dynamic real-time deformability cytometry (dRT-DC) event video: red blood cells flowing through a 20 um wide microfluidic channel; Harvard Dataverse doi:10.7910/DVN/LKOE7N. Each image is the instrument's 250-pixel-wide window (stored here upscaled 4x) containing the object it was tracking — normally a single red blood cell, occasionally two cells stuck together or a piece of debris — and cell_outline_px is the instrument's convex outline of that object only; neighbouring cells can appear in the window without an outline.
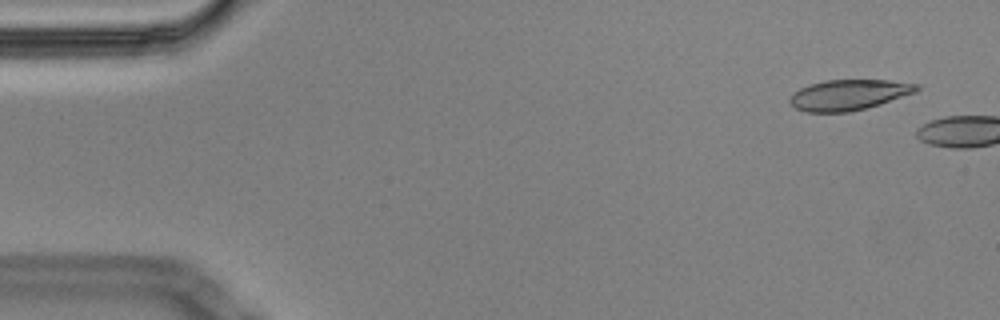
{"species": "Egyptian fruit bat (a non-hibernating species)", "species_latin": "Rousettus aegyptiacus", "temperature_condition": "cold", "stored_images_in_passage": 6, "camera_frame_rate_fps": 3000, "um_per_image_px": 0.085, "animal": {"sex": "male"}, "frame": {"image": 1, "passage_image": 3, "time_ms": 0.667, "image_size_px": [1000, 320], "cell_outline_px": [[920, 88], [916, 92], [880, 104], [848, 112], [808, 112], [796, 108], [788, 100], [792, 92], [808, 84], [828, 80], [888, 80], [920, 84]], "centroid_in_image_um": [72.14, 8.05], "position_along_channel_um": 12.9, "area_um2": 22.54}}